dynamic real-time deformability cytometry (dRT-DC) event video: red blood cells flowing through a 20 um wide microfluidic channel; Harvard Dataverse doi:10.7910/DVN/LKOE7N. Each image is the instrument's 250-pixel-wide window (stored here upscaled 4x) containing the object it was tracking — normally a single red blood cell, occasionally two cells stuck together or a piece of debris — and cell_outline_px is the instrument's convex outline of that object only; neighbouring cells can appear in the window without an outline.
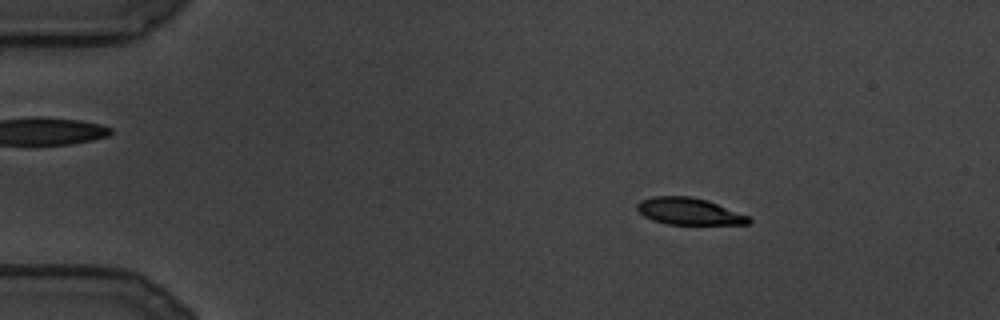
{"species": "common noctule bat (a hibernating species)", "species_latin": "Nyctalus noctula", "temperature_condition": "cold", "stored_images_in_passage": 28, "camera_frame_rate_fps": 3000, "um_per_image_px": 0.085, "animal": {"sex": "male", "body_mass_g": 19.5, "forearm_length_mm": 54.6}, "frame": {"image": 1, "passage_image": 17, "time_ms": 5.333, "image_size_px": [1000, 320], "cell_outline_px": [[752, 220], [748, 224], [668, 224], [652, 220], [644, 216], [636, 208], [636, 204], [640, 200], [652, 196], [688, 196], [708, 200], [748, 216]], "centroid_in_image_um": [58.53, 17.95], "position_along_channel_um": 26.5, "area_um2": 17.4}}